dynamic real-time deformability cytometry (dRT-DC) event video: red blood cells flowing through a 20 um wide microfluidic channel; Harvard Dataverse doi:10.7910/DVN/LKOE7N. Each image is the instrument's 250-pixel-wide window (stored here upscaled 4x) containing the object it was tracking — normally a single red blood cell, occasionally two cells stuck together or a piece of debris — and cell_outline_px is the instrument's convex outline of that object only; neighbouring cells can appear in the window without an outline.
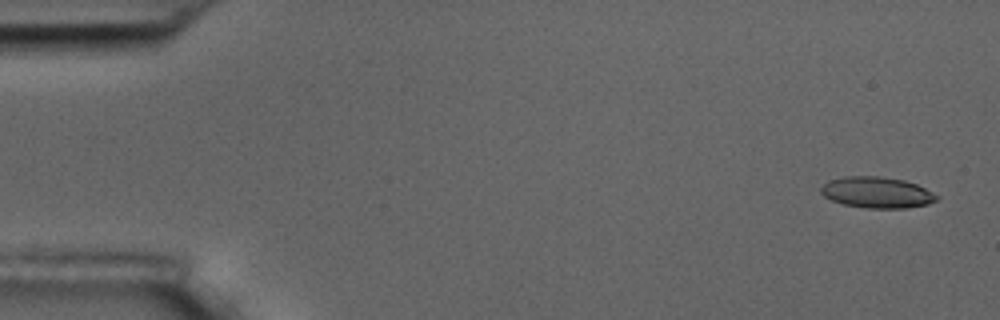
{"species": "common noctule bat (a hibernating species)", "species_latin": "Nyctalus noctula", "temperature_condition": "room temperature", "stored_images_in_passage": 5, "camera_frame_rate_fps": 3000, "um_per_image_px": 0.085, "animal": {"sex": "male", "body_mass_g": 17.5, "forearm_length_mm": 52.3}, "frame": {"image": 1, "passage_image": 1, "time_ms": 0.0, "image_size_px": [1000, 320], "cell_outline_px": [[940, 196], [936, 200], [928, 204], [904, 208], [864, 208], [844, 204], [832, 200], [824, 196], [820, 192], [820, 188], [828, 180], [844, 176], [880, 176], [904, 180], [916, 184]], "centroid_in_image_um": [74.52, 16.35], "position_along_channel_um": 10.5, "area_um2": 20.98}}
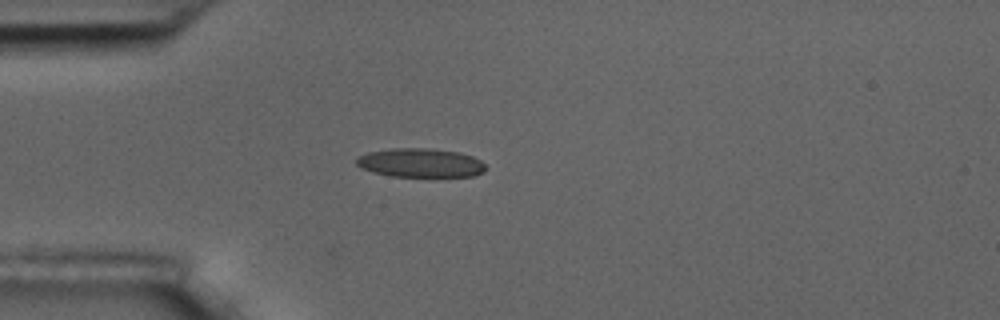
{"frame": {"image": 2, "passage_image": 4, "time_ms": 4.333, "image_size_px": [1000, 320], "cell_outline_px": [[488, 168], [484, 172], [472, 176], [392, 176], [372, 172], [356, 164], [356, 160], [360, 156], [368, 152], [392, 148], [432, 148], [460, 152], [472, 156], [480, 160]], "centroid_in_image_um": [35.78, 13.83], "position_along_channel_um": 49.2, "area_um2": 21.73}}